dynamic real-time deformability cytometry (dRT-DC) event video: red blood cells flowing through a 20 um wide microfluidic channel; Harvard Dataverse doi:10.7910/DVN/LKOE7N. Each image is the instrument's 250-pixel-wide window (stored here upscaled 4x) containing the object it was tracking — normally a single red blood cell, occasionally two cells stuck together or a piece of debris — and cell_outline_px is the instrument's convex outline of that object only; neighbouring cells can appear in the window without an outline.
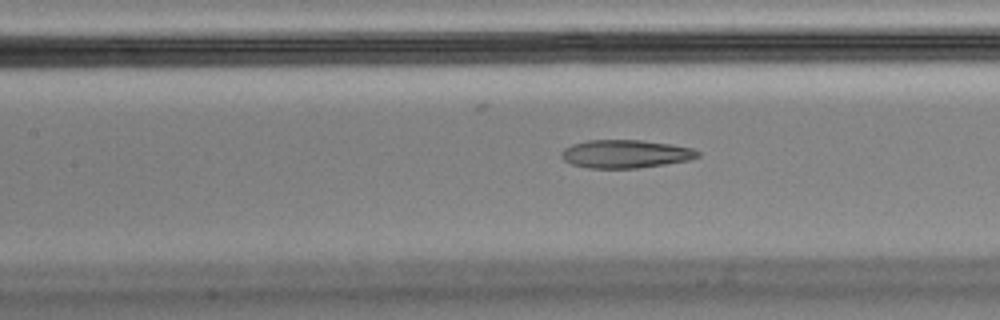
{"species": "Egyptian fruit bat (a non-hibernating species)", "species_latin": "Rousettus aegyptiacus", "temperature_condition": "cold", "stored_images_in_passage": 12, "camera_frame_rate_fps": 3000, "um_per_image_px": 0.085, "animal": {"sex": "male"}, "frame": {"image": 1, "passage_image": 10, "time_ms": 3.0, "image_size_px": [1000, 320], "cell_outline_px": [[700, 156], [688, 160], [664, 164], [636, 168], [588, 168], [572, 164], [564, 160], [560, 156], [560, 152], [564, 148], [572, 144], [588, 140], [640, 140], [672, 144], [692, 148], [700, 152]], "centroid_in_image_um": [53.14, 13.08], "position_along_channel_um": 154.3, "area_um2": 22.37}}